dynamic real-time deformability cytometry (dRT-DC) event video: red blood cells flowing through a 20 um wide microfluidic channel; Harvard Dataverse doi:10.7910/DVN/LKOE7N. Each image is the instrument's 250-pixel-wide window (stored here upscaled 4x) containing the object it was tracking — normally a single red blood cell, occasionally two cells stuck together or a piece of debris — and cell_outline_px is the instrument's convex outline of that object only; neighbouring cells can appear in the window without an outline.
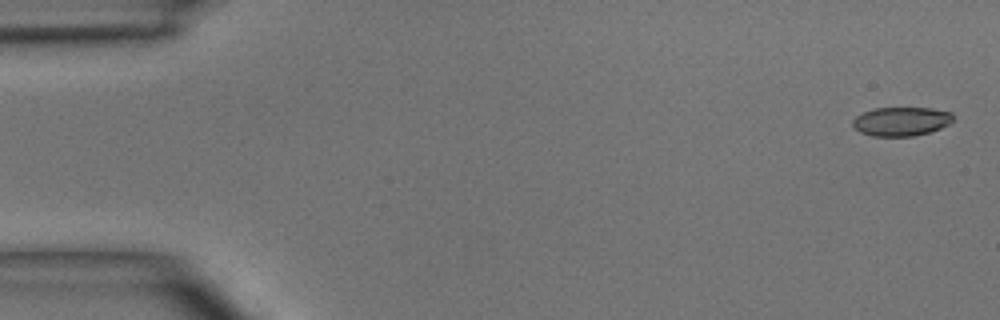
{"species": "common noctule bat (a hibernating species)", "species_latin": "Nyctalus noctula", "temperature_condition": "room temperature", "stored_images_in_passage": 6, "camera_frame_rate_fps": 3000, "um_per_image_px": 0.085, "animal": {"sex": "male", "body_mass_g": 15.6}, "frame": {"image": 1, "passage_image": 1, "time_ms": 0.0, "image_size_px": [1000, 320], "cell_outline_px": [[952, 120], [948, 124], [940, 128], [928, 132], [912, 136], [872, 136], [860, 132], [852, 124], [852, 120], [856, 116], [872, 108], [932, 108], [952, 112]], "centroid_in_image_um": [76.58, 10.31], "position_along_channel_um": 8.4, "area_um2": 16.82}}
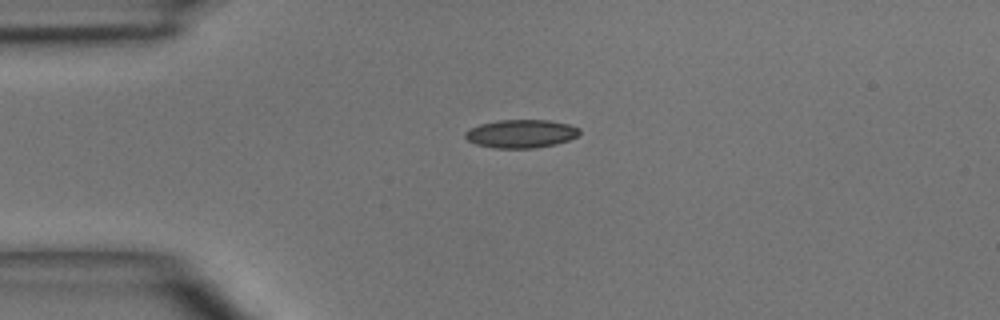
{"frame": {"image": 2, "passage_image": 3, "time_ms": 3.333, "image_size_px": [1000, 320], "cell_outline_px": [[580, 132], [576, 136], [568, 140], [556, 144], [532, 148], [496, 148], [476, 144], [468, 140], [464, 136], [464, 132], [468, 128], [480, 124], [496, 120], [548, 120], [568, 124], [580, 128]], "centroid_in_image_um": [44.25, 11.36], "position_along_channel_um": 40.7, "area_um2": 18.84}}
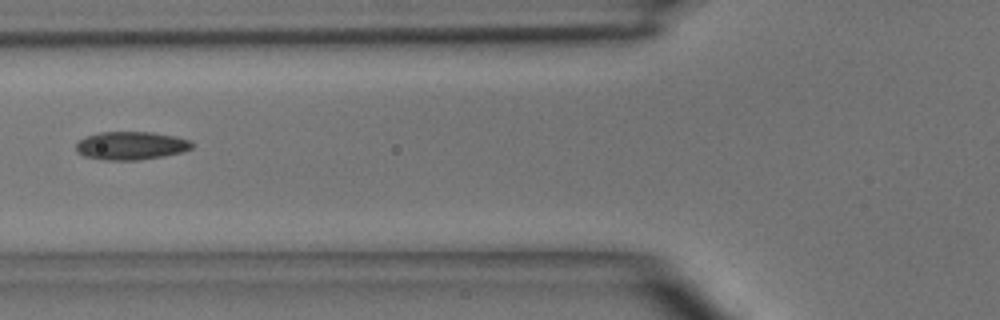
{"frame": {"image": 3, "passage_image": 5, "time_ms": 5.667, "image_size_px": [1000, 320], "cell_outline_px": [[192, 148], [184, 152], [164, 156], [140, 160], [104, 160], [84, 156], [76, 152], [76, 144], [80, 140], [88, 136], [100, 132], [152, 132], [176, 136], [188, 140], [192, 144]], "centroid_in_image_um": [11.14, 12.39], "position_along_channel_um": 114.7, "area_um2": 19.07}}